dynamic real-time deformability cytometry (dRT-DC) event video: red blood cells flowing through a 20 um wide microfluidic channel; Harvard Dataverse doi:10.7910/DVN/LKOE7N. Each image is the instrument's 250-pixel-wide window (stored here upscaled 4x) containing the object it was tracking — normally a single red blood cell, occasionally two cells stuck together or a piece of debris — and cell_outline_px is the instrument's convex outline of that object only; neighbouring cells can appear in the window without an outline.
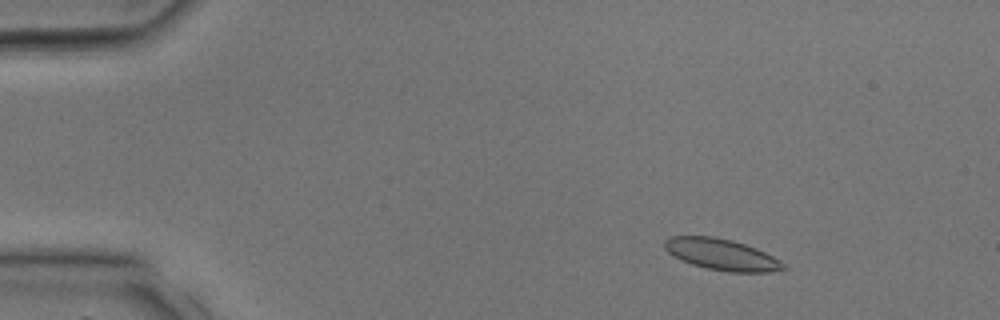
{"species": "common noctule bat (a hibernating species)", "species_latin": "Nyctalus noctula", "temperature_condition": "room temperature", "stored_images_in_passage": 10, "camera_frame_rate_fps": 3000, "um_per_image_px": 0.085, "animal": {"sex": "male", "body_mass_g": 17.9, "forearm_length_mm": 54.2}, "frame": {"image": 1, "passage_image": 4, "time_ms": 1.0, "image_size_px": [1000, 320], "cell_outline_px": [[788, 268], [772, 272], [728, 272], [708, 268], [692, 264], [668, 252], [664, 248], [664, 240], [668, 236], [712, 236], [732, 240], [756, 248], [772, 256], [784, 264]], "centroid_in_image_um": [61.34, 21.62], "position_along_channel_um": 23.7, "area_um2": 21.44}}